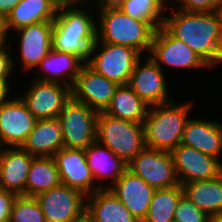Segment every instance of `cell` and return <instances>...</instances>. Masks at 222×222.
<instances>
[{"label":"cell","mask_w":222,"mask_h":222,"mask_svg":"<svg viewBox=\"0 0 222 222\" xmlns=\"http://www.w3.org/2000/svg\"><path fill=\"white\" fill-rule=\"evenodd\" d=\"M163 27L185 43L211 68L222 62V13L185 12L172 9Z\"/></svg>","instance_id":"1"},{"label":"cell","mask_w":222,"mask_h":222,"mask_svg":"<svg viewBox=\"0 0 222 222\" xmlns=\"http://www.w3.org/2000/svg\"><path fill=\"white\" fill-rule=\"evenodd\" d=\"M76 4H60L53 21L52 48L80 57L85 63L90 57V49L96 41L93 16ZM87 11V12H86ZM87 59V60H86Z\"/></svg>","instance_id":"2"},{"label":"cell","mask_w":222,"mask_h":222,"mask_svg":"<svg viewBox=\"0 0 222 222\" xmlns=\"http://www.w3.org/2000/svg\"><path fill=\"white\" fill-rule=\"evenodd\" d=\"M97 6L100 8V27L96 28L98 42L128 46L141 55L145 50L150 53L156 31L150 24L128 16L114 4Z\"/></svg>","instance_id":"3"},{"label":"cell","mask_w":222,"mask_h":222,"mask_svg":"<svg viewBox=\"0 0 222 222\" xmlns=\"http://www.w3.org/2000/svg\"><path fill=\"white\" fill-rule=\"evenodd\" d=\"M190 104L176 105L174 101L150 106L143 123L146 147L171 152L182 139L189 120Z\"/></svg>","instance_id":"4"},{"label":"cell","mask_w":222,"mask_h":222,"mask_svg":"<svg viewBox=\"0 0 222 222\" xmlns=\"http://www.w3.org/2000/svg\"><path fill=\"white\" fill-rule=\"evenodd\" d=\"M96 141L110 148L126 163L146 148L143 124L115 118L104 112L97 116Z\"/></svg>","instance_id":"5"},{"label":"cell","mask_w":222,"mask_h":222,"mask_svg":"<svg viewBox=\"0 0 222 222\" xmlns=\"http://www.w3.org/2000/svg\"><path fill=\"white\" fill-rule=\"evenodd\" d=\"M99 43L101 50L97 54L95 50L98 49ZM93 53L95 56H92ZM141 56L134 48L96 40L90 49L91 58L89 57L86 64L117 85H128L135 64Z\"/></svg>","instance_id":"6"},{"label":"cell","mask_w":222,"mask_h":222,"mask_svg":"<svg viewBox=\"0 0 222 222\" xmlns=\"http://www.w3.org/2000/svg\"><path fill=\"white\" fill-rule=\"evenodd\" d=\"M98 112L72 97L58 115L64 148L86 149L96 141Z\"/></svg>","instance_id":"7"},{"label":"cell","mask_w":222,"mask_h":222,"mask_svg":"<svg viewBox=\"0 0 222 222\" xmlns=\"http://www.w3.org/2000/svg\"><path fill=\"white\" fill-rule=\"evenodd\" d=\"M127 169L154 189L178 186L171 152L145 148L129 163Z\"/></svg>","instance_id":"8"},{"label":"cell","mask_w":222,"mask_h":222,"mask_svg":"<svg viewBox=\"0 0 222 222\" xmlns=\"http://www.w3.org/2000/svg\"><path fill=\"white\" fill-rule=\"evenodd\" d=\"M35 198L46 222H76L85 216L86 196L65 184L61 183Z\"/></svg>","instance_id":"9"},{"label":"cell","mask_w":222,"mask_h":222,"mask_svg":"<svg viewBox=\"0 0 222 222\" xmlns=\"http://www.w3.org/2000/svg\"><path fill=\"white\" fill-rule=\"evenodd\" d=\"M71 97V87L63 83L42 81L36 78L21 100L38 120L57 118Z\"/></svg>","instance_id":"10"},{"label":"cell","mask_w":222,"mask_h":222,"mask_svg":"<svg viewBox=\"0 0 222 222\" xmlns=\"http://www.w3.org/2000/svg\"><path fill=\"white\" fill-rule=\"evenodd\" d=\"M180 185L212 180L222 174V162L192 147L179 144L171 151Z\"/></svg>","instance_id":"11"},{"label":"cell","mask_w":222,"mask_h":222,"mask_svg":"<svg viewBox=\"0 0 222 222\" xmlns=\"http://www.w3.org/2000/svg\"><path fill=\"white\" fill-rule=\"evenodd\" d=\"M150 58L162 69L161 65L182 68L209 67L185 43L173 37L163 26L155 31Z\"/></svg>","instance_id":"12"},{"label":"cell","mask_w":222,"mask_h":222,"mask_svg":"<svg viewBox=\"0 0 222 222\" xmlns=\"http://www.w3.org/2000/svg\"><path fill=\"white\" fill-rule=\"evenodd\" d=\"M118 85L90 68L82 66L71 88L72 98L91 109L104 112L109 106Z\"/></svg>","instance_id":"13"},{"label":"cell","mask_w":222,"mask_h":222,"mask_svg":"<svg viewBox=\"0 0 222 222\" xmlns=\"http://www.w3.org/2000/svg\"><path fill=\"white\" fill-rule=\"evenodd\" d=\"M53 158L62 184L82 192L85 196L96 190L106 189L104 186L93 188L95 180L87 164L85 149L61 148Z\"/></svg>","instance_id":"14"},{"label":"cell","mask_w":222,"mask_h":222,"mask_svg":"<svg viewBox=\"0 0 222 222\" xmlns=\"http://www.w3.org/2000/svg\"><path fill=\"white\" fill-rule=\"evenodd\" d=\"M140 58L131 74L128 86L149 107L170 102L168 99V87L164 73L150 57L142 65Z\"/></svg>","instance_id":"15"},{"label":"cell","mask_w":222,"mask_h":222,"mask_svg":"<svg viewBox=\"0 0 222 222\" xmlns=\"http://www.w3.org/2000/svg\"><path fill=\"white\" fill-rule=\"evenodd\" d=\"M37 119L19 99H9L0 106V135L7 147H22Z\"/></svg>","instance_id":"16"},{"label":"cell","mask_w":222,"mask_h":222,"mask_svg":"<svg viewBox=\"0 0 222 222\" xmlns=\"http://www.w3.org/2000/svg\"><path fill=\"white\" fill-rule=\"evenodd\" d=\"M107 189L123 203L138 222L145 219L156 190L128 169Z\"/></svg>","instance_id":"17"},{"label":"cell","mask_w":222,"mask_h":222,"mask_svg":"<svg viewBox=\"0 0 222 222\" xmlns=\"http://www.w3.org/2000/svg\"><path fill=\"white\" fill-rule=\"evenodd\" d=\"M53 21H44L16 29L20 36V54L25 70L38 66L52 49Z\"/></svg>","instance_id":"18"},{"label":"cell","mask_w":222,"mask_h":222,"mask_svg":"<svg viewBox=\"0 0 222 222\" xmlns=\"http://www.w3.org/2000/svg\"><path fill=\"white\" fill-rule=\"evenodd\" d=\"M35 156L21 147H6L0 154V188L26 196V180Z\"/></svg>","instance_id":"19"},{"label":"cell","mask_w":222,"mask_h":222,"mask_svg":"<svg viewBox=\"0 0 222 222\" xmlns=\"http://www.w3.org/2000/svg\"><path fill=\"white\" fill-rule=\"evenodd\" d=\"M180 144L219 159L222 152V124L215 121L189 118L182 133Z\"/></svg>","instance_id":"20"},{"label":"cell","mask_w":222,"mask_h":222,"mask_svg":"<svg viewBox=\"0 0 222 222\" xmlns=\"http://www.w3.org/2000/svg\"><path fill=\"white\" fill-rule=\"evenodd\" d=\"M86 200L85 216L91 222H138L107 188L87 195Z\"/></svg>","instance_id":"21"},{"label":"cell","mask_w":222,"mask_h":222,"mask_svg":"<svg viewBox=\"0 0 222 222\" xmlns=\"http://www.w3.org/2000/svg\"><path fill=\"white\" fill-rule=\"evenodd\" d=\"M60 0H20L5 18V29L8 32L44 21H54Z\"/></svg>","instance_id":"22"},{"label":"cell","mask_w":222,"mask_h":222,"mask_svg":"<svg viewBox=\"0 0 222 222\" xmlns=\"http://www.w3.org/2000/svg\"><path fill=\"white\" fill-rule=\"evenodd\" d=\"M21 148L33 156L53 157L64 148L58 118L38 119Z\"/></svg>","instance_id":"23"},{"label":"cell","mask_w":222,"mask_h":222,"mask_svg":"<svg viewBox=\"0 0 222 222\" xmlns=\"http://www.w3.org/2000/svg\"><path fill=\"white\" fill-rule=\"evenodd\" d=\"M81 62H83V60L77 55L60 52L52 48L38 65L40 68L42 67V71H46L47 76L37 78L42 81L63 82V84L72 88L77 75L84 65V62L83 64Z\"/></svg>","instance_id":"24"},{"label":"cell","mask_w":222,"mask_h":222,"mask_svg":"<svg viewBox=\"0 0 222 222\" xmlns=\"http://www.w3.org/2000/svg\"><path fill=\"white\" fill-rule=\"evenodd\" d=\"M183 195L210 216H222V174L207 181L181 185Z\"/></svg>","instance_id":"25"},{"label":"cell","mask_w":222,"mask_h":222,"mask_svg":"<svg viewBox=\"0 0 222 222\" xmlns=\"http://www.w3.org/2000/svg\"><path fill=\"white\" fill-rule=\"evenodd\" d=\"M85 155L94 180L113 177L112 183L114 184L127 169L126 162L115 155L110 148L103 147L97 141L85 149Z\"/></svg>","instance_id":"26"},{"label":"cell","mask_w":222,"mask_h":222,"mask_svg":"<svg viewBox=\"0 0 222 222\" xmlns=\"http://www.w3.org/2000/svg\"><path fill=\"white\" fill-rule=\"evenodd\" d=\"M149 106L128 85H118L104 113L143 124Z\"/></svg>","instance_id":"27"},{"label":"cell","mask_w":222,"mask_h":222,"mask_svg":"<svg viewBox=\"0 0 222 222\" xmlns=\"http://www.w3.org/2000/svg\"><path fill=\"white\" fill-rule=\"evenodd\" d=\"M61 183L53 157L35 156L32 159L26 180V196L36 197Z\"/></svg>","instance_id":"28"},{"label":"cell","mask_w":222,"mask_h":222,"mask_svg":"<svg viewBox=\"0 0 222 222\" xmlns=\"http://www.w3.org/2000/svg\"><path fill=\"white\" fill-rule=\"evenodd\" d=\"M183 196L181 185L156 189L143 222H172L178 201Z\"/></svg>","instance_id":"29"},{"label":"cell","mask_w":222,"mask_h":222,"mask_svg":"<svg viewBox=\"0 0 222 222\" xmlns=\"http://www.w3.org/2000/svg\"><path fill=\"white\" fill-rule=\"evenodd\" d=\"M121 11L134 19L150 24L155 30L163 26L164 10L155 0H118L114 3Z\"/></svg>","instance_id":"30"},{"label":"cell","mask_w":222,"mask_h":222,"mask_svg":"<svg viewBox=\"0 0 222 222\" xmlns=\"http://www.w3.org/2000/svg\"><path fill=\"white\" fill-rule=\"evenodd\" d=\"M9 222H46L41 206L35 197L16 196Z\"/></svg>","instance_id":"31"},{"label":"cell","mask_w":222,"mask_h":222,"mask_svg":"<svg viewBox=\"0 0 222 222\" xmlns=\"http://www.w3.org/2000/svg\"><path fill=\"white\" fill-rule=\"evenodd\" d=\"M210 218L208 213L200 210L184 195L178 201L174 213L175 222H209Z\"/></svg>","instance_id":"32"},{"label":"cell","mask_w":222,"mask_h":222,"mask_svg":"<svg viewBox=\"0 0 222 222\" xmlns=\"http://www.w3.org/2000/svg\"><path fill=\"white\" fill-rule=\"evenodd\" d=\"M178 9L185 12H216L221 11L222 0H178Z\"/></svg>","instance_id":"33"},{"label":"cell","mask_w":222,"mask_h":222,"mask_svg":"<svg viewBox=\"0 0 222 222\" xmlns=\"http://www.w3.org/2000/svg\"><path fill=\"white\" fill-rule=\"evenodd\" d=\"M17 195L0 188V222H9L13 202Z\"/></svg>","instance_id":"34"},{"label":"cell","mask_w":222,"mask_h":222,"mask_svg":"<svg viewBox=\"0 0 222 222\" xmlns=\"http://www.w3.org/2000/svg\"><path fill=\"white\" fill-rule=\"evenodd\" d=\"M6 43L0 48V79H8L14 68V60L10 53L6 52Z\"/></svg>","instance_id":"35"},{"label":"cell","mask_w":222,"mask_h":222,"mask_svg":"<svg viewBox=\"0 0 222 222\" xmlns=\"http://www.w3.org/2000/svg\"><path fill=\"white\" fill-rule=\"evenodd\" d=\"M20 0H0V15L5 19Z\"/></svg>","instance_id":"36"},{"label":"cell","mask_w":222,"mask_h":222,"mask_svg":"<svg viewBox=\"0 0 222 222\" xmlns=\"http://www.w3.org/2000/svg\"><path fill=\"white\" fill-rule=\"evenodd\" d=\"M7 83H9L7 79H0V106L9 100L6 97L9 92Z\"/></svg>","instance_id":"37"},{"label":"cell","mask_w":222,"mask_h":222,"mask_svg":"<svg viewBox=\"0 0 222 222\" xmlns=\"http://www.w3.org/2000/svg\"><path fill=\"white\" fill-rule=\"evenodd\" d=\"M0 36H7L8 34L5 29V19L0 15Z\"/></svg>","instance_id":"38"},{"label":"cell","mask_w":222,"mask_h":222,"mask_svg":"<svg viewBox=\"0 0 222 222\" xmlns=\"http://www.w3.org/2000/svg\"><path fill=\"white\" fill-rule=\"evenodd\" d=\"M81 1H84V0H60V3L61 4H79L81 3Z\"/></svg>","instance_id":"39"},{"label":"cell","mask_w":222,"mask_h":222,"mask_svg":"<svg viewBox=\"0 0 222 222\" xmlns=\"http://www.w3.org/2000/svg\"><path fill=\"white\" fill-rule=\"evenodd\" d=\"M117 1L118 0H97V2L100 3V4H114Z\"/></svg>","instance_id":"40"},{"label":"cell","mask_w":222,"mask_h":222,"mask_svg":"<svg viewBox=\"0 0 222 222\" xmlns=\"http://www.w3.org/2000/svg\"><path fill=\"white\" fill-rule=\"evenodd\" d=\"M209 222H222V216H211Z\"/></svg>","instance_id":"41"},{"label":"cell","mask_w":222,"mask_h":222,"mask_svg":"<svg viewBox=\"0 0 222 222\" xmlns=\"http://www.w3.org/2000/svg\"><path fill=\"white\" fill-rule=\"evenodd\" d=\"M7 40L6 36H0V48L5 44Z\"/></svg>","instance_id":"42"},{"label":"cell","mask_w":222,"mask_h":222,"mask_svg":"<svg viewBox=\"0 0 222 222\" xmlns=\"http://www.w3.org/2000/svg\"><path fill=\"white\" fill-rule=\"evenodd\" d=\"M2 145H5V144L3 143L2 138H1V135H0V154H1V153L4 151V149L6 148V147L3 148Z\"/></svg>","instance_id":"43"},{"label":"cell","mask_w":222,"mask_h":222,"mask_svg":"<svg viewBox=\"0 0 222 222\" xmlns=\"http://www.w3.org/2000/svg\"><path fill=\"white\" fill-rule=\"evenodd\" d=\"M76 222H91V221L86 216H84L83 218H81L80 220Z\"/></svg>","instance_id":"44"},{"label":"cell","mask_w":222,"mask_h":222,"mask_svg":"<svg viewBox=\"0 0 222 222\" xmlns=\"http://www.w3.org/2000/svg\"><path fill=\"white\" fill-rule=\"evenodd\" d=\"M164 9V0H155Z\"/></svg>","instance_id":"45"}]
</instances>
